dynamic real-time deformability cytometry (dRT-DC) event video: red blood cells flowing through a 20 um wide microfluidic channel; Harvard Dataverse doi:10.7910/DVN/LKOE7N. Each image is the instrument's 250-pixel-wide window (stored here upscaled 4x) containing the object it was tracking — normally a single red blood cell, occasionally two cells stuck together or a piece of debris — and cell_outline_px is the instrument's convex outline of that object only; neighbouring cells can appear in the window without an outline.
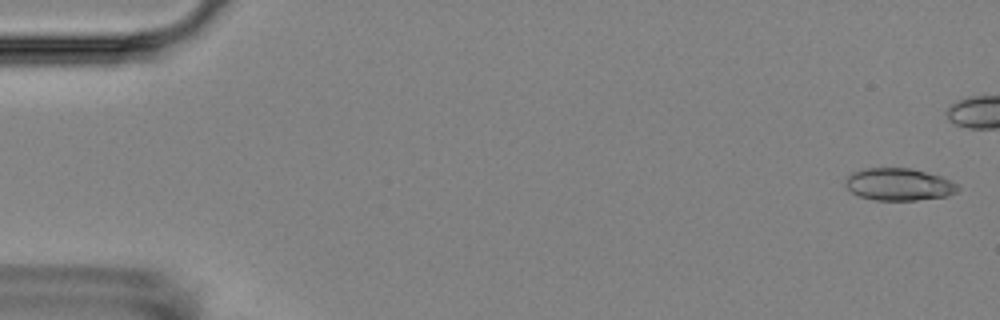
{"species": "Egyptian fruit bat (a non-hibernating species)", "species_latin": "Rousettus aegyptiacus", "temperature_condition": "room temperature", "stored_images_in_passage": 12, "camera_frame_rate_fps": 3000, "um_per_image_px": 0.085, "animal": {"sex": "female"}, "frame": {"image": 1, "passage_image": 1, "time_ms": 0.0, "image_size_px": [1000, 320], "cell_outline_px": [[960, 188], [956, 192], [948, 196], [916, 200], [876, 200], [860, 196], [852, 192], [844, 184], [844, 180], [852, 172], [864, 168], [908, 168], [940, 176], [956, 184]], "centroid_in_image_um": [76.37, 15.67], "position_along_channel_um": 8.6, "area_um2": 20.98}}
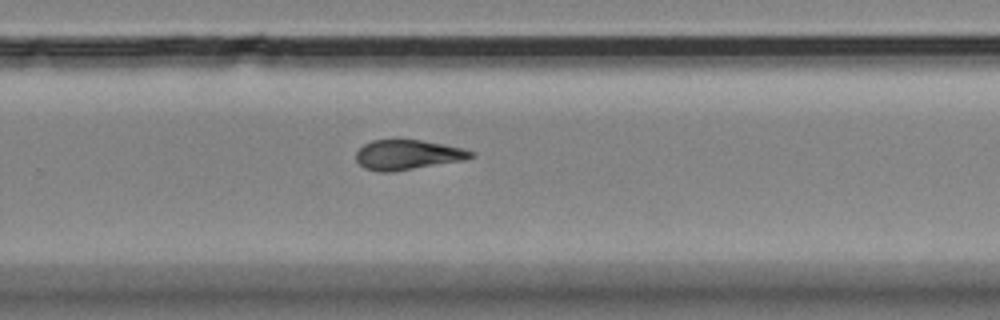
{"frame": {"image": 2, "passage_image": 12, "time_ms": 13.333, "image_size_px": [1000, 320], "cell_outline_px": [[476, 156], [464, 160], [392, 172], [380, 172], [364, 168], [356, 160], [356, 152], [364, 144], [372, 140], [420, 140], [444, 144], [464, 148], [476, 152]], "centroid_in_image_um": [34.68, 13.16], "position_along_channel_um": 295.1, "area_um2": 20.06}}